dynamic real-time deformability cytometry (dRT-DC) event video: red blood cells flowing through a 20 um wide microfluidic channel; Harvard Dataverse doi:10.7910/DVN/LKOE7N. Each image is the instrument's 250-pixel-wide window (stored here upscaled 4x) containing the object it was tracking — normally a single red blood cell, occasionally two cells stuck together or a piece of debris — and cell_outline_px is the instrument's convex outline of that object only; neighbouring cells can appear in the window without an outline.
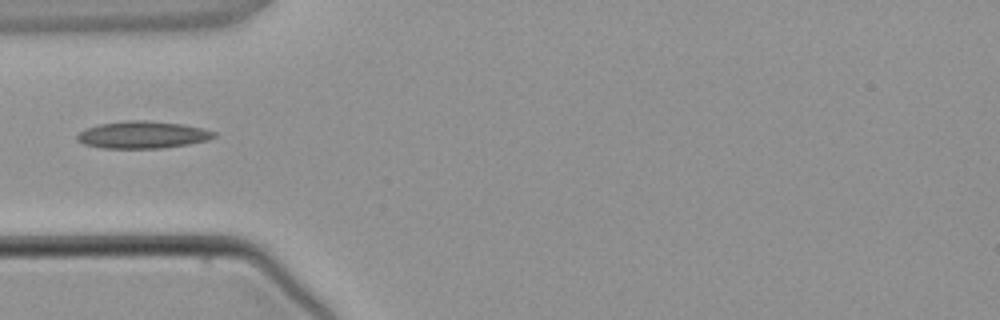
{"species": "common noctule bat (a hibernating species)", "species_latin": "Nyctalus noctula", "temperature_condition": "warm", "stored_images_in_passage": 1, "camera_frame_rate_fps": 3000, "um_per_image_px": 0.085, "animal": {"sex": "male", "body_mass_g": 21.5, "forearm_length_mm": 52.0}, "frame": {"image": 1, "passage_image": 1, "time_ms": 0.0, "image_size_px": [1000, 320], "cell_outline_px": [[216, 136], [208, 140], [188, 144], [164, 148], [100, 148], [84, 144], [76, 140], [76, 136], [84, 128], [100, 124], [128, 120], [144, 120], [180, 124], [200, 128], [216, 132]], "centroid_in_image_um": [12.08, 11.46], "position_along_channel_um": 72.9, "area_um2": 21.62}}